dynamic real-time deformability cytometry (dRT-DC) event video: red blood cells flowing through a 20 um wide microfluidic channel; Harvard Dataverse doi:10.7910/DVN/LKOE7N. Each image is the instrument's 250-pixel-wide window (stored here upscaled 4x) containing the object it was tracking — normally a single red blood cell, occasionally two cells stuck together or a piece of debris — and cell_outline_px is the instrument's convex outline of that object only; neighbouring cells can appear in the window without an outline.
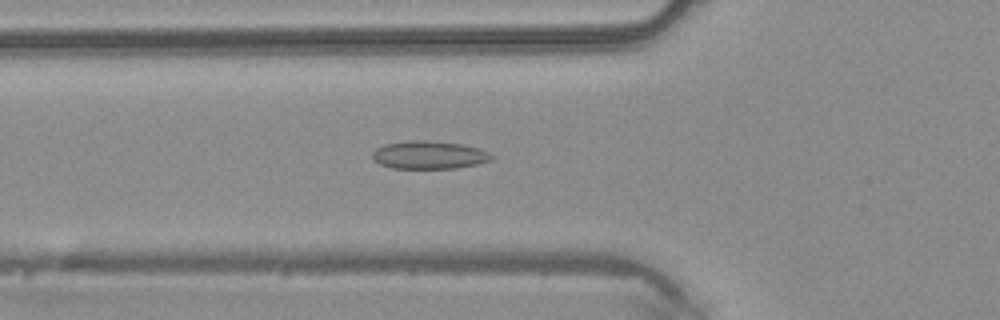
{"species": "common noctule bat (a hibernating species)", "species_latin": "Nyctalus noctula", "temperature_condition": "warm", "stored_images_in_passage": 49, "camera_frame_rate_fps": 3000, "um_per_image_px": 0.085, "animal": {"sex": "male", "body_mass_g": 20.4}, "frame": {"image": 1, "passage_image": 18, "time_ms": 5.667, "image_size_px": [1000, 320], "cell_outline_px": [[492, 160], [476, 164], [456, 168], [392, 168], [380, 164], [372, 156], [372, 152], [376, 148], [384, 144], [416, 140], [424, 140], [460, 144], [476, 148], [488, 152], [492, 156]], "centroid_in_image_um": [36.44, 13.17], "position_along_channel_um": 89.4, "area_um2": 19.07}}
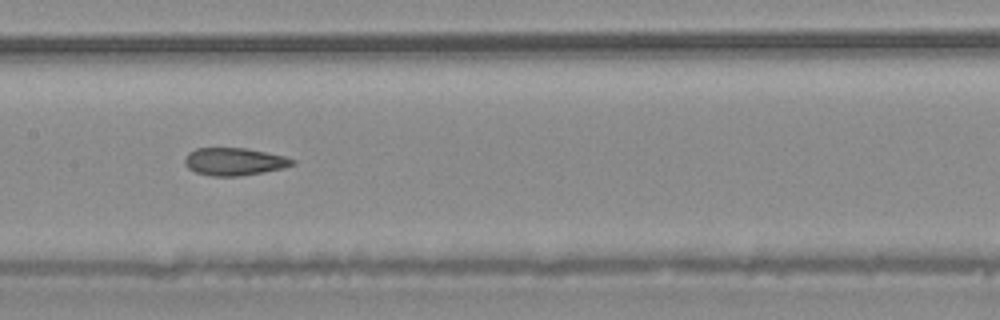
{"frame": {"image": 2, "passage_image": 25, "time_ms": 8.0, "image_size_px": [1000, 320], "cell_outline_px": [[296, 164], [284, 168], [264, 172], [240, 176], [212, 176], [196, 172], [188, 168], [184, 164], [184, 156], [188, 152], [196, 148], [244, 148], [284, 156], [296, 160]], "centroid_in_image_um": [19.9, 13.74], "position_along_channel_um": 187.5, "area_um2": 17.4}}
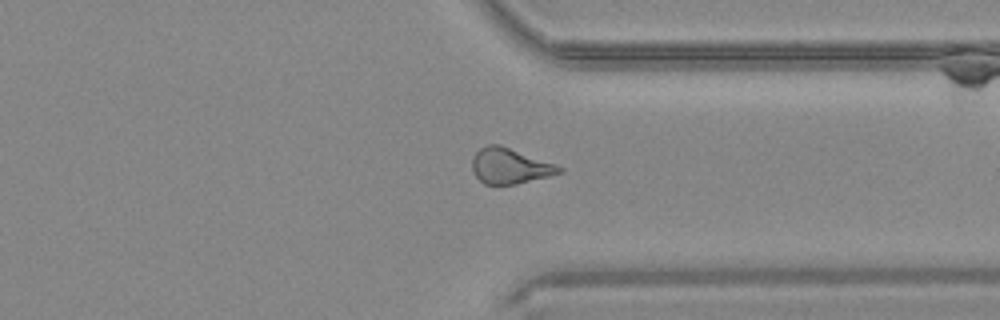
{"frame": {"image": 3, "passage_image": 38, "time_ms": 12.333, "image_size_px": [1000, 320], "cell_outline_px": [[564, 172], [516, 184], [484, 184], [476, 176], [472, 168], [472, 156], [480, 148], [488, 144], [500, 144], [556, 164], [564, 168]], "centroid_in_image_um": [43.34, 14.09], "position_along_channel_um": 368.1, "area_um2": 18.03}, "authors_computed_cell_mechanics": {"area_um2": 18.496, "velocity_mm_per_s": 4.1734, "shape_relaxation_time_tau1_ms": null, "shape_relaxation_time_tau2_ms": 1.8442, "deformation_change_tau1": null, "deformation_change_tau2": 0.1005}}